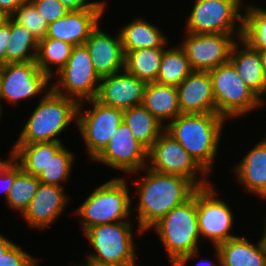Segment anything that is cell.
<instances>
[{
  "label": "cell",
  "instance_id": "7bdbcfd3",
  "mask_svg": "<svg viewBox=\"0 0 266 266\" xmlns=\"http://www.w3.org/2000/svg\"><path fill=\"white\" fill-rule=\"evenodd\" d=\"M82 262H84V263L81 264V266H119L116 264L99 263V262L87 260V259L85 261H82ZM134 266H138V265H134Z\"/></svg>",
  "mask_w": 266,
  "mask_h": 266
},
{
  "label": "cell",
  "instance_id": "7a4b0ae2",
  "mask_svg": "<svg viewBox=\"0 0 266 266\" xmlns=\"http://www.w3.org/2000/svg\"><path fill=\"white\" fill-rule=\"evenodd\" d=\"M224 122L227 123L226 119L216 112L179 114L165 126V131L211 174L219 152Z\"/></svg>",
  "mask_w": 266,
  "mask_h": 266
},
{
  "label": "cell",
  "instance_id": "6da1fadb",
  "mask_svg": "<svg viewBox=\"0 0 266 266\" xmlns=\"http://www.w3.org/2000/svg\"><path fill=\"white\" fill-rule=\"evenodd\" d=\"M142 181H135L139 195L136 207L137 234L148 232L171 209L190 199L198 187L189 179L153 171L145 167ZM140 180V181H139Z\"/></svg>",
  "mask_w": 266,
  "mask_h": 266
},
{
  "label": "cell",
  "instance_id": "52a82bcc",
  "mask_svg": "<svg viewBox=\"0 0 266 266\" xmlns=\"http://www.w3.org/2000/svg\"><path fill=\"white\" fill-rule=\"evenodd\" d=\"M132 224L131 221H121L99 224L86 230L85 235L94 248L86 259L119 266L138 265Z\"/></svg>",
  "mask_w": 266,
  "mask_h": 266
},
{
  "label": "cell",
  "instance_id": "603a6c76",
  "mask_svg": "<svg viewBox=\"0 0 266 266\" xmlns=\"http://www.w3.org/2000/svg\"><path fill=\"white\" fill-rule=\"evenodd\" d=\"M236 179L247 193L266 199V142L262 139L233 166Z\"/></svg>",
  "mask_w": 266,
  "mask_h": 266
},
{
  "label": "cell",
  "instance_id": "4316f807",
  "mask_svg": "<svg viewBox=\"0 0 266 266\" xmlns=\"http://www.w3.org/2000/svg\"><path fill=\"white\" fill-rule=\"evenodd\" d=\"M165 48H143L125 54L124 69L146 82L156 81Z\"/></svg>",
  "mask_w": 266,
  "mask_h": 266
},
{
  "label": "cell",
  "instance_id": "bcb514c9",
  "mask_svg": "<svg viewBox=\"0 0 266 266\" xmlns=\"http://www.w3.org/2000/svg\"><path fill=\"white\" fill-rule=\"evenodd\" d=\"M260 55H261L262 66L266 75V50H261Z\"/></svg>",
  "mask_w": 266,
  "mask_h": 266
},
{
  "label": "cell",
  "instance_id": "e575fe53",
  "mask_svg": "<svg viewBox=\"0 0 266 266\" xmlns=\"http://www.w3.org/2000/svg\"><path fill=\"white\" fill-rule=\"evenodd\" d=\"M11 17L27 28L38 41L45 37L49 24L29 0L23 2Z\"/></svg>",
  "mask_w": 266,
  "mask_h": 266
},
{
  "label": "cell",
  "instance_id": "7dc6e473",
  "mask_svg": "<svg viewBox=\"0 0 266 266\" xmlns=\"http://www.w3.org/2000/svg\"><path fill=\"white\" fill-rule=\"evenodd\" d=\"M264 231L262 232L263 234H264V236H265V238H266V217H265V219H264Z\"/></svg>",
  "mask_w": 266,
  "mask_h": 266
},
{
  "label": "cell",
  "instance_id": "277c9868",
  "mask_svg": "<svg viewBox=\"0 0 266 266\" xmlns=\"http://www.w3.org/2000/svg\"><path fill=\"white\" fill-rule=\"evenodd\" d=\"M79 103L49 90L27 118L16 143L61 142L57 136L78 121Z\"/></svg>",
  "mask_w": 266,
  "mask_h": 266
},
{
  "label": "cell",
  "instance_id": "ba28073f",
  "mask_svg": "<svg viewBox=\"0 0 266 266\" xmlns=\"http://www.w3.org/2000/svg\"><path fill=\"white\" fill-rule=\"evenodd\" d=\"M243 1L196 0L186 21L184 32L242 34L244 14L240 13V10L243 8Z\"/></svg>",
  "mask_w": 266,
  "mask_h": 266
},
{
  "label": "cell",
  "instance_id": "b9f144b4",
  "mask_svg": "<svg viewBox=\"0 0 266 266\" xmlns=\"http://www.w3.org/2000/svg\"><path fill=\"white\" fill-rule=\"evenodd\" d=\"M13 244V241L0 234V257Z\"/></svg>",
  "mask_w": 266,
  "mask_h": 266
},
{
  "label": "cell",
  "instance_id": "9c48e42d",
  "mask_svg": "<svg viewBox=\"0 0 266 266\" xmlns=\"http://www.w3.org/2000/svg\"><path fill=\"white\" fill-rule=\"evenodd\" d=\"M147 167L159 173L187 178L198 188L211 185L207 178L210 175L165 130L148 150ZM198 175L201 176L199 179Z\"/></svg>",
  "mask_w": 266,
  "mask_h": 266
},
{
  "label": "cell",
  "instance_id": "ac0fdd59",
  "mask_svg": "<svg viewBox=\"0 0 266 266\" xmlns=\"http://www.w3.org/2000/svg\"><path fill=\"white\" fill-rule=\"evenodd\" d=\"M63 187L40 183L35 196L21 215L31 228L44 229L60 217L69 202Z\"/></svg>",
  "mask_w": 266,
  "mask_h": 266
},
{
  "label": "cell",
  "instance_id": "3957f363",
  "mask_svg": "<svg viewBox=\"0 0 266 266\" xmlns=\"http://www.w3.org/2000/svg\"><path fill=\"white\" fill-rule=\"evenodd\" d=\"M151 228L163 243L171 266H186L191 258H200L197 190L190 199L171 209Z\"/></svg>",
  "mask_w": 266,
  "mask_h": 266
},
{
  "label": "cell",
  "instance_id": "44dd1931",
  "mask_svg": "<svg viewBox=\"0 0 266 266\" xmlns=\"http://www.w3.org/2000/svg\"><path fill=\"white\" fill-rule=\"evenodd\" d=\"M220 266H266V238L261 235L257 245L245 236H236L215 247Z\"/></svg>",
  "mask_w": 266,
  "mask_h": 266
},
{
  "label": "cell",
  "instance_id": "f546056e",
  "mask_svg": "<svg viewBox=\"0 0 266 266\" xmlns=\"http://www.w3.org/2000/svg\"><path fill=\"white\" fill-rule=\"evenodd\" d=\"M192 72L190 62L178 44L164 50L155 82L177 87Z\"/></svg>",
  "mask_w": 266,
  "mask_h": 266
},
{
  "label": "cell",
  "instance_id": "ffe728a7",
  "mask_svg": "<svg viewBox=\"0 0 266 266\" xmlns=\"http://www.w3.org/2000/svg\"><path fill=\"white\" fill-rule=\"evenodd\" d=\"M181 114L216 112V104L209 72L193 71L178 86Z\"/></svg>",
  "mask_w": 266,
  "mask_h": 266
},
{
  "label": "cell",
  "instance_id": "8d00e7d4",
  "mask_svg": "<svg viewBox=\"0 0 266 266\" xmlns=\"http://www.w3.org/2000/svg\"><path fill=\"white\" fill-rule=\"evenodd\" d=\"M48 24L64 17L69 10L59 0H29Z\"/></svg>",
  "mask_w": 266,
  "mask_h": 266
},
{
  "label": "cell",
  "instance_id": "9a60e30c",
  "mask_svg": "<svg viewBox=\"0 0 266 266\" xmlns=\"http://www.w3.org/2000/svg\"><path fill=\"white\" fill-rule=\"evenodd\" d=\"M93 161L102 162L127 174H139L147 167L148 150L123 121L105 149Z\"/></svg>",
  "mask_w": 266,
  "mask_h": 266
},
{
  "label": "cell",
  "instance_id": "7402d4cb",
  "mask_svg": "<svg viewBox=\"0 0 266 266\" xmlns=\"http://www.w3.org/2000/svg\"><path fill=\"white\" fill-rule=\"evenodd\" d=\"M229 61L234 65L245 84L263 101L264 95L266 96V75L260 51L251 48L240 38L232 46Z\"/></svg>",
  "mask_w": 266,
  "mask_h": 266
},
{
  "label": "cell",
  "instance_id": "60d3db41",
  "mask_svg": "<svg viewBox=\"0 0 266 266\" xmlns=\"http://www.w3.org/2000/svg\"><path fill=\"white\" fill-rule=\"evenodd\" d=\"M26 0H0V11L11 17Z\"/></svg>",
  "mask_w": 266,
  "mask_h": 266
},
{
  "label": "cell",
  "instance_id": "836d02e7",
  "mask_svg": "<svg viewBox=\"0 0 266 266\" xmlns=\"http://www.w3.org/2000/svg\"><path fill=\"white\" fill-rule=\"evenodd\" d=\"M40 180L38 177L21 170L14 180L6 199L7 205L22 215L27 209L31 199L35 196Z\"/></svg>",
  "mask_w": 266,
  "mask_h": 266
},
{
  "label": "cell",
  "instance_id": "d590c367",
  "mask_svg": "<svg viewBox=\"0 0 266 266\" xmlns=\"http://www.w3.org/2000/svg\"><path fill=\"white\" fill-rule=\"evenodd\" d=\"M38 260L13 243L0 257V266H38Z\"/></svg>",
  "mask_w": 266,
  "mask_h": 266
},
{
  "label": "cell",
  "instance_id": "681fc988",
  "mask_svg": "<svg viewBox=\"0 0 266 266\" xmlns=\"http://www.w3.org/2000/svg\"><path fill=\"white\" fill-rule=\"evenodd\" d=\"M1 75H2V64H0V79H1Z\"/></svg>",
  "mask_w": 266,
  "mask_h": 266
},
{
  "label": "cell",
  "instance_id": "7c38bea8",
  "mask_svg": "<svg viewBox=\"0 0 266 266\" xmlns=\"http://www.w3.org/2000/svg\"><path fill=\"white\" fill-rule=\"evenodd\" d=\"M179 43L193 71L209 72L230 60L233 44L242 34H192ZM234 36V37H233ZM236 36V37H235ZM236 38V39H235Z\"/></svg>",
  "mask_w": 266,
  "mask_h": 266
},
{
  "label": "cell",
  "instance_id": "8fae6325",
  "mask_svg": "<svg viewBox=\"0 0 266 266\" xmlns=\"http://www.w3.org/2000/svg\"><path fill=\"white\" fill-rule=\"evenodd\" d=\"M84 103L92 104L93 109L84 110ZM122 122L123 110L104 105L96 99L79 103L77 127L90 160L93 161L105 149Z\"/></svg>",
  "mask_w": 266,
  "mask_h": 266
},
{
  "label": "cell",
  "instance_id": "2e32d148",
  "mask_svg": "<svg viewBox=\"0 0 266 266\" xmlns=\"http://www.w3.org/2000/svg\"><path fill=\"white\" fill-rule=\"evenodd\" d=\"M121 72L101 77L95 99L104 105L124 111L142 105L147 83L125 69Z\"/></svg>",
  "mask_w": 266,
  "mask_h": 266
},
{
  "label": "cell",
  "instance_id": "8992f818",
  "mask_svg": "<svg viewBox=\"0 0 266 266\" xmlns=\"http://www.w3.org/2000/svg\"><path fill=\"white\" fill-rule=\"evenodd\" d=\"M211 77L216 113L228 119L249 114L262 101L243 81L234 65L229 61L209 71Z\"/></svg>",
  "mask_w": 266,
  "mask_h": 266
},
{
  "label": "cell",
  "instance_id": "83f0119b",
  "mask_svg": "<svg viewBox=\"0 0 266 266\" xmlns=\"http://www.w3.org/2000/svg\"><path fill=\"white\" fill-rule=\"evenodd\" d=\"M74 159L63 142H49V163L38 176L40 183L62 187L69 180Z\"/></svg>",
  "mask_w": 266,
  "mask_h": 266
},
{
  "label": "cell",
  "instance_id": "5b68a950",
  "mask_svg": "<svg viewBox=\"0 0 266 266\" xmlns=\"http://www.w3.org/2000/svg\"><path fill=\"white\" fill-rule=\"evenodd\" d=\"M123 177L110 179L97 187L75 210L83 231L99 224L130 221L131 194Z\"/></svg>",
  "mask_w": 266,
  "mask_h": 266
},
{
  "label": "cell",
  "instance_id": "d6a6232c",
  "mask_svg": "<svg viewBox=\"0 0 266 266\" xmlns=\"http://www.w3.org/2000/svg\"><path fill=\"white\" fill-rule=\"evenodd\" d=\"M243 13L241 39L255 50H266V8L248 4Z\"/></svg>",
  "mask_w": 266,
  "mask_h": 266
},
{
  "label": "cell",
  "instance_id": "f1b7e54d",
  "mask_svg": "<svg viewBox=\"0 0 266 266\" xmlns=\"http://www.w3.org/2000/svg\"><path fill=\"white\" fill-rule=\"evenodd\" d=\"M39 41L32 33L10 17V38L6 49V64L36 61Z\"/></svg>",
  "mask_w": 266,
  "mask_h": 266
},
{
  "label": "cell",
  "instance_id": "30bf717a",
  "mask_svg": "<svg viewBox=\"0 0 266 266\" xmlns=\"http://www.w3.org/2000/svg\"><path fill=\"white\" fill-rule=\"evenodd\" d=\"M55 75L58 82H51L55 92L78 103L96 98L101 77L96 73L85 45L74 46L68 62Z\"/></svg>",
  "mask_w": 266,
  "mask_h": 266
},
{
  "label": "cell",
  "instance_id": "f35d334b",
  "mask_svg": "<svg viewBox=\"0 0 266 266\" xmlns=\"http://www.w3.org/2000/svg\"><path fill=\"white\" fill-rule=\"evenodd\" d=\"M69 11H79L91 8H101L105 11L104 1H92L89 0H59ZM89 1V2H88Z\"/></svg>",
  "mask_w": 266,
  "mask_h": 266
},
{
  "label": "cell",
  "instance_id": "5bb4252c",
  "mask_svg": "<svg viewBox=\"0 0 266 266\" xmlns=\"http://www.w3.org/2000/svg\"><path fill=\"white\" fill-rule=\"evenodd\" d=\"M232 209L217 197L212 185L197 189V217L200 237L210 239L214 248L236 237L230 230L234 222ZM231 233V234H230Z\"/></svg>",
  "mask_w": 266,
  "mask_h": 266
},
{
  "label": "cell",
  "instance_id": "d6986e66",
  "mask_svg": "<svg viewBox=\"0 0 266 266\" xmlns=\"http://www.w3.org/2000/svg\"><path fill=\"white\" fill-rule=\"evenodd\" d=\"M104 13L101 8L69 11L64 17L48 25L45 37L55 38L73 46L84 45Z\"/></svg>",
  "mask_w": 266,
  "mask_h": 266
},
{
  "label": "cell",
  "instance_id": "1f68e13d",
  "mask_svg": "<svg viewBox=\"0 0 266 266\" xmlns=\"http://www.w3.org/2000/svg\"><path fill=\"white\" fill-rule=\"evenodd\" d=\"M10 155L23 171L38 177L49 163V142L14 143Z\"/></svg>",
  "mask_w": 266,
  "mask_h": 266
},
{
  "label": "cell",
  "instance_id": "f6af8a7d",
  "mask_svg": "<svg viewBox=\"0 0 266 266\" xmlns=\"http://www.w3.org/2000/svg\"><path fill=\"white\" fill-rule=\"evenodd\" d=\"M9 16L3 12V11H0V28L5 24L7 23V20H8Z\"/></svg>",
  "mask_w": 266,
  "mask_h": 266
},
{
  "label": "cell",
  "instance_id": "cb8c5ba5",
  "mask_svg": "<svg viewBox=\"0 0 266 266\" xmlns=\"http://www.w3.org/2000/svg\"><path fill=\"white\" fill-rule=\"evenodd\" d=\"M142 105L165 127L181 114L175 86L147 83ZM170 121H166L169 120ZM166 122V124H165Z\"/></svg>",
  "mask_w": 266,
  "mask_h": 266
},
{
  "label": "cell",
  "instance_id": "484cf974",
  "mask_svg": "<svg viewBox=\"0 0 266 266\" xmlns=\"http://www.w3.org/2000/svg\"><path fill=\"white\" fill-rule=\"evenodd\" d=\"M123 121L147 150L152 147L159 135L165 130L163 124L143 105L124 110Z\"/></svg>",
  "mask_w": 266,
  "mask_h": 266
},
{
  "label": "cell",
  "instance_id": "4dcf8cb0",
  "mask_svg": "<svg viewBox=\"0 0 266 266\" xmlns=\"http://www.w3.org/2000/svg\"><path fill=\"white\" fill-rule=\"evenodd\" d=\"M73 47L61 40L44 37L38 44L36 63L43 73L53 79L68 62ZM53 64L56 65V71L51 66Z\"/></svg>",
  "mask_w": 266,
  "mask_h": 266
},
{
  "label": "cell",
  "instance_id": "e0dca14e",
  "mask_svg": "<svg viewBox=\"0 0 266 266\" xmlns=\"http://www.w3.org/2000/svg\"><path fill=\"white\" fill-rule=\"evenodd\" d=\"M115 36L109 35L98 24L84 43L94 69L100 77L124 70L125 53L119 32Z\"/></svg>",
  "mask_w": 266,
  "mask_h": 266
},
{
  "label": "cell",
  "instance_id": "4fadbf2b",
  "mask_svg": "<svg viewBox=\"0 0 266 266\" xmlns=\"http://www.w3.org/2000/svg\"><path fill=\"white\" fill-rule=\"evenodd\" d=\"M50 80L36 61L4 64L0 79V102L5 100L16 105L23 99L34 98L44 91L47 93L52 89Z\"/></svg>",
  "mask_w": 266,
  "mask_h": 266
},
{
  "label": "cell",
  "instance_id": "74e56055",
  "mask_svg": "<svg viewBox=\"0 0 266 266\" xmlns=\"http://www.w3.org/2000/svg\"><path fill=\"white\" fill-rule=\"evenodd\" d=\"M22 170L21 166L9 156L8 160H3L0 164V184L4 190L5 199L9 195V190L13 186L16 175Z\"/></svg>",
  "mask_w": 266,
  "mask_h": 266
},
{
  "label": "cell",
  "instance_id": "ab89813d",
  "mask_svg": "<svg viewBox=\"0 0 266 266\" xmlns=\"http://www.w3.org/2000/svg\"><path fill=\"white\" fill-rule=\"evenodd\" d=\"M10 38V17L0 28V64H6V49Z\"/></svg>",
  "mask_w": 266,
  "mask_h": 266
},
{
  "label": "cell",
  "instance_id": "d4e9b609",
  "mask_svg": "<svg viewBox=\"0 0 266 266\" xmlns=\"http://www.w3.org/2000/svg\"><path fill=\"white\" fill-rule=\"evenodd\" d=\"M124 53L143 48H167L169 45L159 27L141 17L127 23L119 31Z\"/></svg>",
  "mask_w": 266,
  "mask_h": 266
},
{
  "label": "cell",
  "instance_id": "ee69618b",
  "mask_svg": "<svg viewBox=\"0 0 266 266\" xmlns=\"http://www.w3.org/2000/svg\"><path fill=\"white\" fill-rule=\"evenodd\" d=\"M216 262H213V261H211V260H200V262H198L197 264H196V266H201L202 264V266H220V263H218L217 262V264H215Z\"/></svg>",
  "mask_w": 266,
  "mask_h": 266
},
{
  "label": "cell",
  "instance_id": "c3c4849f",
  "mask_svg": "<svg viewBox=\"0 0 266 266\" xmlns=\"http://www.w3.org/2000/svg\"><path fill=\"white\" fill-rule=\"evenodd\" d=\"M3 112H2V105H1V103H0V119H1V114H2Z\"/></svg>",
  "mask_w": 266,
  "mask_h": 266
}]
</instances>
